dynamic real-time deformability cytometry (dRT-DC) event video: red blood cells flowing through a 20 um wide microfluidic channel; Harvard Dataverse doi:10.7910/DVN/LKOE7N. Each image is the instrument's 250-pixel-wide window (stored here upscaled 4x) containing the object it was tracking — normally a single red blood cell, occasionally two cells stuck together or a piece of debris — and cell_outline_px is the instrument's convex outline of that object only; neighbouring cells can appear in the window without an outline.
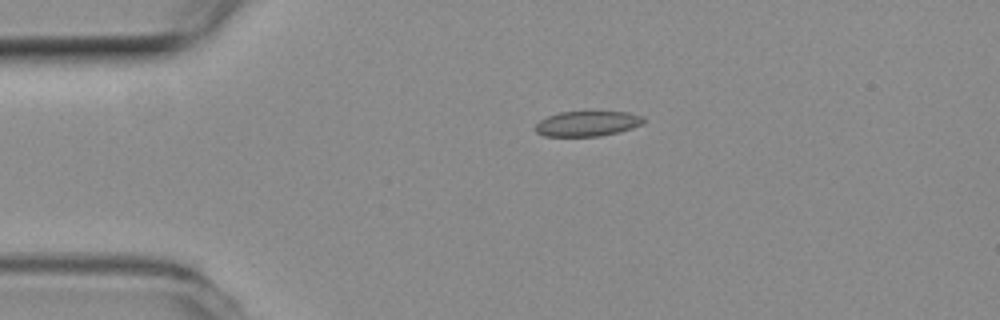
{"species": "common noctule bat (a hibernating species)", "species_latin": "Nyctalus noctula", "temperature_condition": "room temperature", "stored_images_in_passage": 2, "camera_frame_rate_fps": 3000, "um_per_image_px": 0.085, "animal": {"sex": "female", "body_mass_g": 19.3, "forearm_length_mm": 54.1}, "frame": {"image": 1, "passage_image": 1, "time_ms": 0.0, "image_size_px": [1000, 320], "cell_outline_px": [[644, 124], [620, 132], [600, 136], [544, 136], [536, 132], [532, 128], [540, 120], [548, 116], [560, 112], [628, 112], [644, 116]], "centroid_in_image_um": [49.93, 10.51], "position_along_channel_um": 35.1, "area_um2": 16.01}}